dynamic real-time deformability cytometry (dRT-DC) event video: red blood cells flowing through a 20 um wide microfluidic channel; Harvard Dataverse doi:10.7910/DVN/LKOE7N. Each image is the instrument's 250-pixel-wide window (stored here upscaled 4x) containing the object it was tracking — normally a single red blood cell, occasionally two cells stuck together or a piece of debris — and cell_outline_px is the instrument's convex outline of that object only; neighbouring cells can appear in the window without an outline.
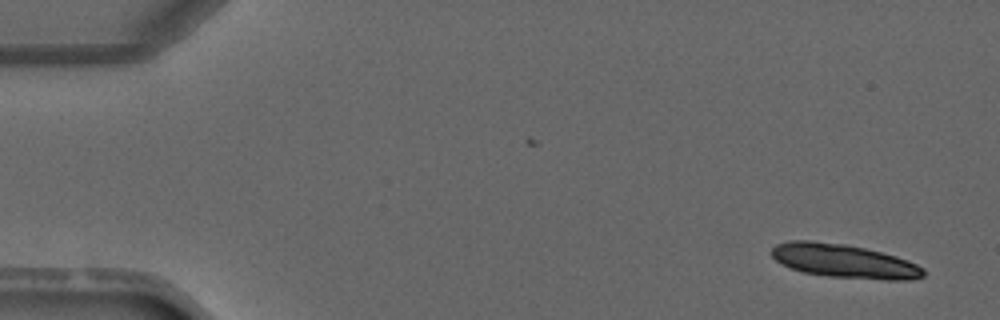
{"species": "common noctule bat (a hibernating species)", "species_latin": "Nyctalus noctula", "temperature_condition": "warm", "stored_images_in_passage": 2, "camera_frame_rate_fps": 3000, "um_per_image_px": 0.085, "animal": {"sex": "male", "forearm_length_mm": 52.5}, "frame": {"image": 1, "passage_image": 2, "time_ms": 1.0, "image_size_px": [1000, 320], "cell_outline_px": [[924, 276], [908, 280], [884, 280], [828, 276], [804, 272], [792, 268], [776, 260], [772, 256], [772, 248], [776, 244], [788, 240], [812, 240], [844, 244], [864, 248], [896, 256], [908, 260], [924, 268]], "centroid_in_image_um": [71.76, 22.18], "position_along_channel_um": 13.2, "area_um2": 29.71}}